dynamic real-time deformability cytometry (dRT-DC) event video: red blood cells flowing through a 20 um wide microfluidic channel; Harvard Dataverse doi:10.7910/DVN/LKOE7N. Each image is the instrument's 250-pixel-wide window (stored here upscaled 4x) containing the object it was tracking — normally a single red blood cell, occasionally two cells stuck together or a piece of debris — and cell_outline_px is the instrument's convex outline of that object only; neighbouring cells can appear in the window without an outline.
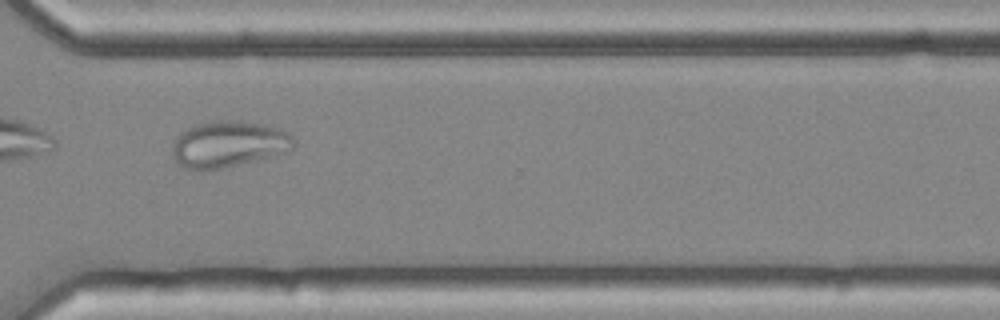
{"species": "common noctule bat (a hibernating species)", "species_latin": "Nyctalus noctula", "temperature_condition": "cold", "stored_images_in_passage": 13, "camera_frame_rate_fps": 3000, "um_per_image_px": 0.085, "animal": {"sex": "female", "body_mass_g": 25.1}, "frame": {"image": 1, "passage_image": 11, "time_ms": 3.333, "image_size_px": [1000, 320], "cell_outline_px": [[296, 144], [292, 148], [268, 156], [224, 168], [208, 172], [200, 172], [184, 168], [176, 164], [172, 156], [172, 144], [180, 132], [196, 124], [216, 120], [240, 120], [264, 124], [288, 132], [296, 140]], "centroid_in_image_um": [19.34, 12.27], "position_along_channel_um": 351.3, "area_um2": 33.12}}